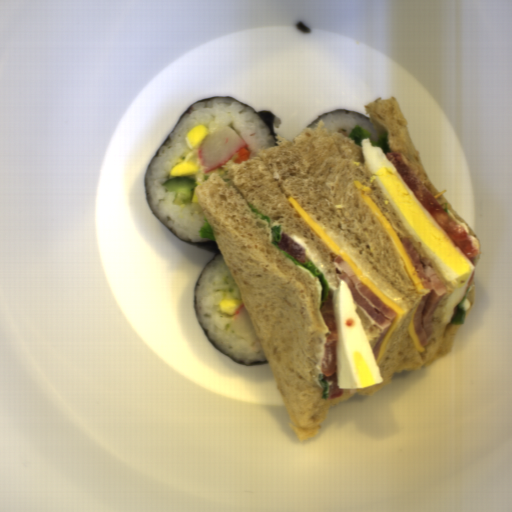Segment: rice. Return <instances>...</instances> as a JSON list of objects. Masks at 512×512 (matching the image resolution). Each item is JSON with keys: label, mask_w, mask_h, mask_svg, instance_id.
Listing matches in <instances>:
<instances>
[{"label": "rice", "mask_w": 512, "mask_h": 512, "mask_svg": "<svg viewBox=\"0 0 512 512\" xmlns=\"http://www.w3.org/2000/svg\"><path fill=\"white\" fill-rule=\"evenodd\" d=\"M198 125L207 128V136L222 127H230L245 142L243 148L249 152V160L257 158L260 148L277 147L265 121L252 109L230 98L202 100L191 106L168 136L159 152L153 157L147 170V200L156 217L178 238L187 242L209 241L201 239V227L206 215L196 195L189 204H174L175 194L166 190L164 183L179 176H172L171 170L183 162L196 165L194 179L196 186L208 180L211 173L220 175L229 185L233 179L226 168L236 165L232 159L225 161L211 171L204 172L198 155V147L187 140L188 132Z\"/></svg>", "instance_id": "652b925c"}, {"label": "rice", "mask_w": 512, "mask_h": 512, "mask_svg": "<svg viewBox=\"0 0 512 512\" xmlns=\"http://www.w3.org/2000/svg\"><path fill=\"white\" fill-rule=\"evenodd\" d=\"M222 300H243L240 290L222 256L212 261L199 278L195 307L199 322L214 346L239 362L268 361L258 338L253 344L234 333V314L222 313Z\"/></svg>", "instance_id": "023b6e5f"}, {"label": "rice", "mask_w": 512, "mask_h": 512, "mask_svg": "<svg viewBox=\"0 0 512 512\" xmlns=\"http://www.w3.org/2000/svg\"><path fill=\"white\" fill-rule=\"evenodd\" d=\"M318 120H323L324 127L333 133L350 135L355 125L359 126L364 131L370 133V142H375L379 139L380 135L376 131L371 121L353 113H346V111L330 112L317 119L309 128L315 131L314 125Z\"/></svg>", "instance_id": "8eca5e8b"}]
</instances>
